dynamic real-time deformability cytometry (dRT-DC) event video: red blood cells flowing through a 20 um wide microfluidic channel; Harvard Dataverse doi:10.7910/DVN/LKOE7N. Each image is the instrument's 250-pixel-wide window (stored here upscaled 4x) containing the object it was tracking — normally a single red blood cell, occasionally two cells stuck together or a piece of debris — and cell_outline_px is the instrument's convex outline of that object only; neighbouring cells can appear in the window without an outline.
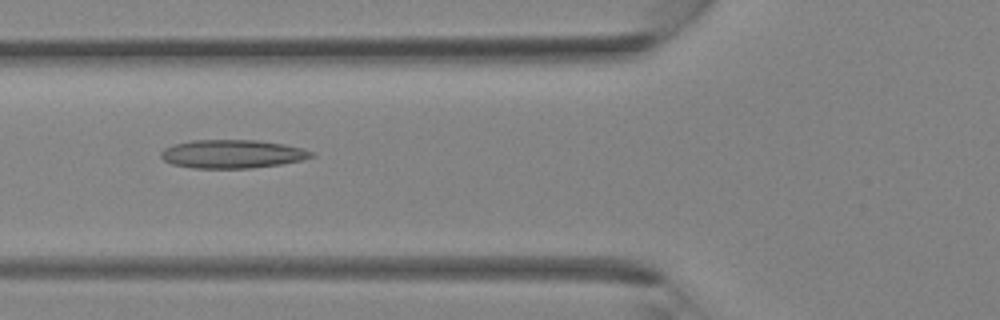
{"species": "Egyptian fruit bat (a non-hibernating species)", "species_latin": "Rousettus aegyptiacus", "temperature_condition": "room temperature", "stored_images_in_passage": 33, "camera_frame_rate_fps": 3000, "um_per_image_px": 0.085, "animal": {"sex": "female"}, "frame": {"image": 1, "passage_image": 10, "time_ms": 3.0, "image_size_px": [1000, 320], "cell_outline_px": [[316, 156], [300, 160], [280, 164], [252, 168], [192, 168], [172, 164], [164, 160], [160, 156], [160, 152], [164, 148], [172, 144], [192, 140], [256, 140], [284, 144], [304, 148], [312, 152]], "centroid_in_image_um": [19.72, 13.08], "position_along_channel_um": 106.1, "area_um2": 25.03}}
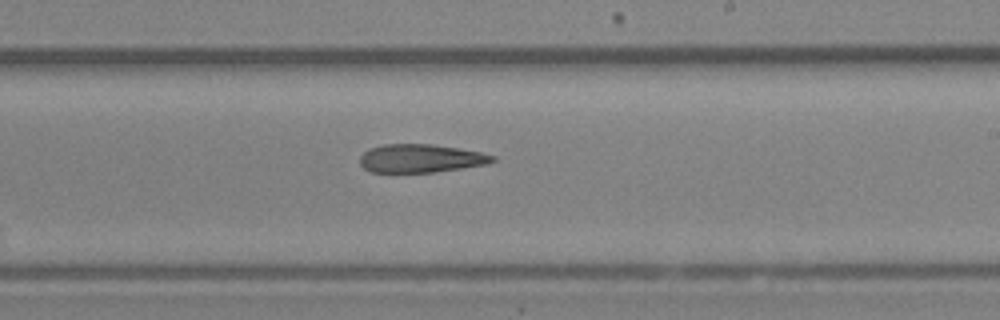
{"frame": {"image": 2, "passage_image": 18, "time_ms": 5.667, "image_size_px": [1000, 320], "cell_outline_px": [[496, 160], [488, 164], [436, 172], [372, 172], [364, 168], [360, 164], [360, 156], [368, 148], [384, 144], [432, 144], [480, 152], [496, 156]], "centroid_in_image_um": [35.76, 13.46], "position_along_channel_um": 253.2, "area_um2": 21.91}}
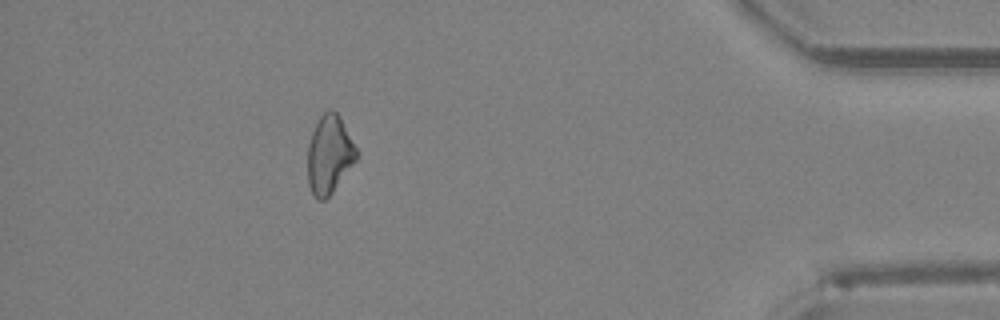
{"frame": {"image": 3, "passage_image": 29, "time_ms": 9.333, "image_size_px": [1000, 320], "cell_outline_px": [[356, 160], [332, 192], [324, 200], [316, 200], [308, 184], [308, 144], [316, 120], [324, 112], [332, 108], [336, 112], [356, 148]], "centroid_in_image_um": [27.95, 13.14], "position_along_channel_um": 407.2, "area_um2": 21.85}}